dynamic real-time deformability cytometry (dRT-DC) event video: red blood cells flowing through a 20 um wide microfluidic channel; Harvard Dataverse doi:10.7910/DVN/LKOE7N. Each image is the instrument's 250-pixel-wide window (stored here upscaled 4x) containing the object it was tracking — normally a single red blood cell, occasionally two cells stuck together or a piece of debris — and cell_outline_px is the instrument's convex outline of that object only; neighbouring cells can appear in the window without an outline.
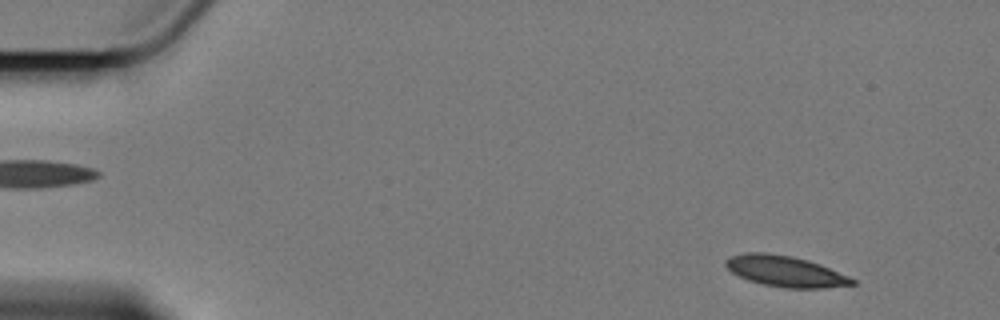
{"species": "Egyptian fruit bat (a non-hibernating species)", "species_latin": "Rousettus aegyptiacus", "temperature_condition": "cold", "stored_images_in_passage": 14, "camera_frame_rate_fps": 3000, "um_per_image_px": 0.085, "animal": {"sex": "female"}, "frame": {"image": 1, "passage_image": 1, "time_ms": 0.0, "image_size_px": [1000, 320], "cell_outline_px": [[856, 284], [824, 288], [784, 288], [764, 284], [748, 280], [732, 272], [724, 264], [724, 260], [732, 256], [748, 252], [764, 252], [792, 256], [808, 260], [820, 264], [848, 276], [856, 280]], "centroid_in_image_um": [66.76, 23.06], "position_along_channel_um": 18.2, "area_um2": 22.66}}
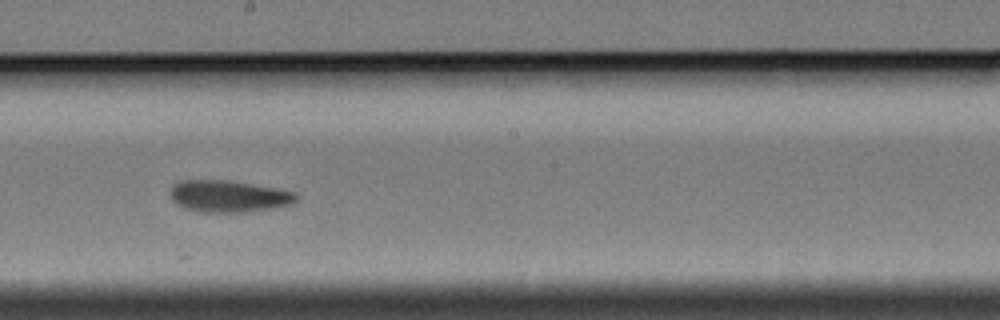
{"frame": {"image": 2, "passage_image": 8, "time_ms": 9.333, "image_size_px": [1000, 320], "cell_outline_px": [[296, 200], [292, 204], [276, 208], [244, 212], [200, 212], [184, 208], [176, 204], [172, 200], [172, 184], [180, 180], [228, 180], [296, 192]], "centroid_in_image_um": [19.42, 16.69], "position_along_channel_um": 228.8, "area_um2": 23.29}}
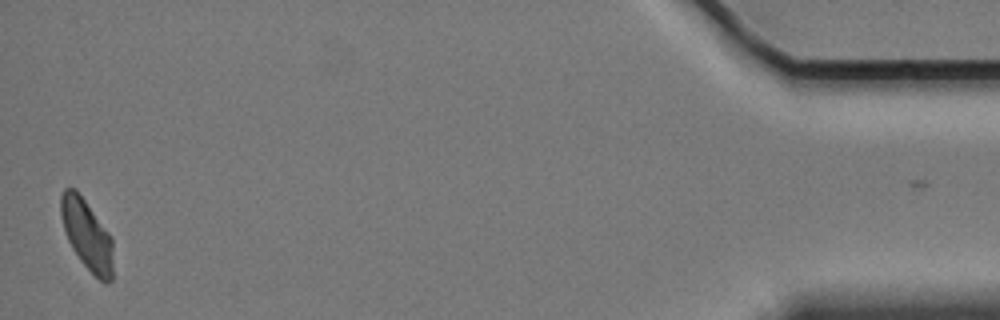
{"frame": {"image": 3, "passage_image": 14, "time_ms": 17.667, "image_size_px": [1000, 320], "cell_outline_px": [[112, 280], [108, 284], [104, 284], [80, 260], [72, 248], [68, 240], [64, 228], [60, 212], [60, 196], [64, 188], [76, 188], [112, 236]], "centroid_in_image_um": [7.39, 19.93], "position_along_channel_um": 427.8, "area_um2": 21.39}, "authors_computed_cell_mechanics": {"area_um2": 23.1778, "velocity_mm_per_s": 3.3834, "shape_relaxation_time_tau1_ms": 4.2992, "shape_relaxation_time_tau2_ms": 3.5333, "deformation_change_tau1": 0.1042, "deformation_change_tau2": 0.0766}}